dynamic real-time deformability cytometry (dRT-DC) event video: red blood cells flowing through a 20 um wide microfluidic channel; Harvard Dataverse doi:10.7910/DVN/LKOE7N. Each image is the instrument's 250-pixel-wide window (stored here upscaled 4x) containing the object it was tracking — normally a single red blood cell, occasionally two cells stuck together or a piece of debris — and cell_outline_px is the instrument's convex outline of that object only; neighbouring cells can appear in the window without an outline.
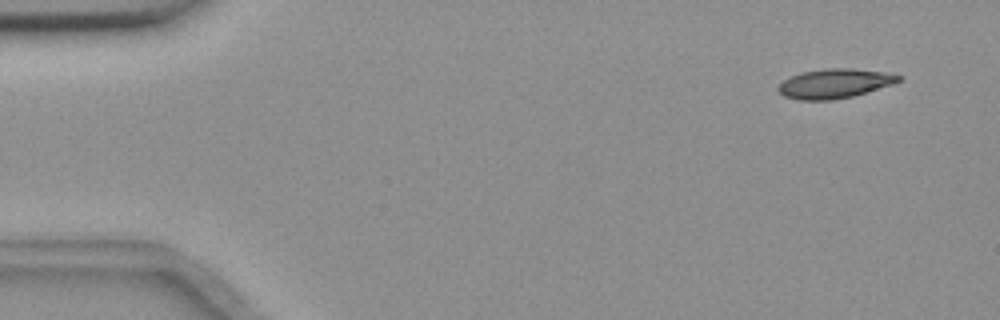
{"species": "common noctule bat (a hibernating species)", "species_latin": "Nyctalus noctula", "temperature_condition": "room temperature", "stored_images_in_passage": 5, "camera_frame_rate_fps": 3000, "um_per_image_px": 0.085, "animal": {"sex": "female", "body_mass_g": 18.4}, "frame": {"image": 1, "passage_image": 2, "time_ms": 0.333, "image_size_px": [1000, 320], "cell_outline_px": [[904, 76], [900, 80], [892, 84], [852, 96], [832, 100], [796, 100], [784, 96], [776, 88], [784, 80], [800, 72], [824, 68], [852, 68], [884, 72]], "centroid_in_image_um": [70.92, 7.09], "position_along_channel_um": 14.1, "area_um2": 20.58}}